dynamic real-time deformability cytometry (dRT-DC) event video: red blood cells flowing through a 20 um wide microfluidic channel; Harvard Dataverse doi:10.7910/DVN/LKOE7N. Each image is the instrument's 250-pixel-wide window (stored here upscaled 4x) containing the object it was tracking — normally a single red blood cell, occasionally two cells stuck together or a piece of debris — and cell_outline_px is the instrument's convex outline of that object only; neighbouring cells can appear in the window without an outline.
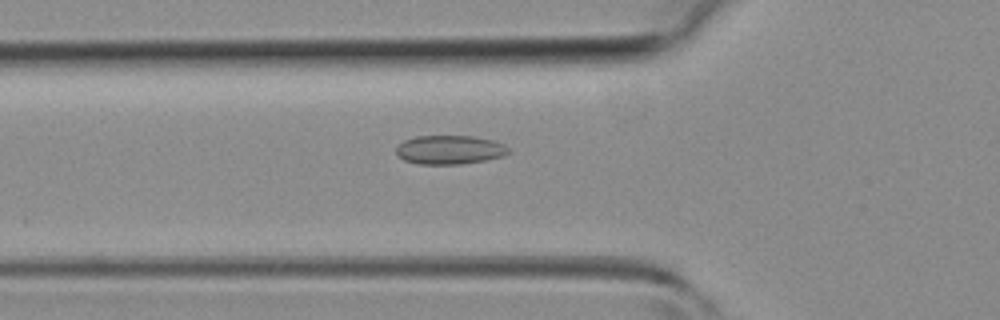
{"species": "common noctule bat (a hibernating species)", "species_latin": "Nyctalus noctula", "temperature_condition": "room temperature", "stored_images_in_passage": 33, "camera_frame_rate_fps": 3000, "um_per_image_px": 0.085, "animal": {"sex": "female", "body_mass_g": 19.3, "forearm_length_mm": 54.1}, "frame": {"image": 1, "passage_image": 4, "time_ms": 1.0, "image_size_px": [1000, 320], "cell_outline_px": [[512, 152], [504, 156], [484, 160], [460, 164], [416, 164], [404, 160], [396, 156], [396, 148], [404, 140], [416, 136], [472, 136], [492, 140], [504, 144]], "centroid_in_image_um": [38.21, 12.73], "position_along_channel_um": 87.6, "area_um2": 19.02}}
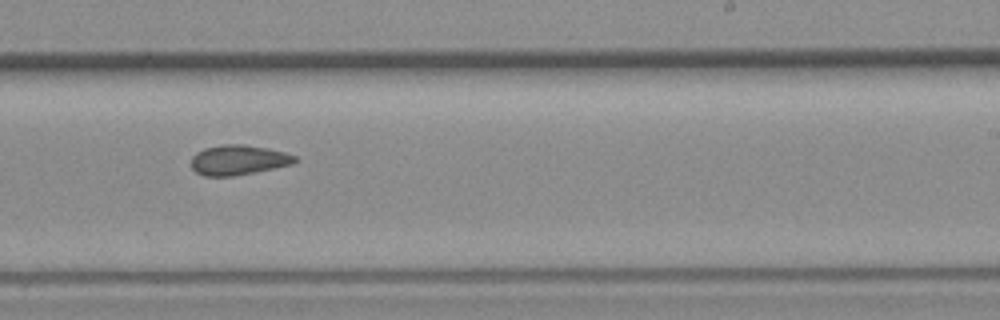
{"frame": {"image": 2, "passage_image": 16, "time_ms": 5.0, "image_size_px": [1000, 320], "cell_outline_px": [[296, 160], [292, 164], [256, 172], [232, 176], [204, 176], [196, 172], [192, 168], [192, 156], [196, 152], [204, 148], [224, 144], [240, 144], [268, 148], [284, 152], [296, 156]], "centroid_in_image_um": [20.24, 13.6], "position_along_channel_um": 268.8, "area_um2": 18.03}}
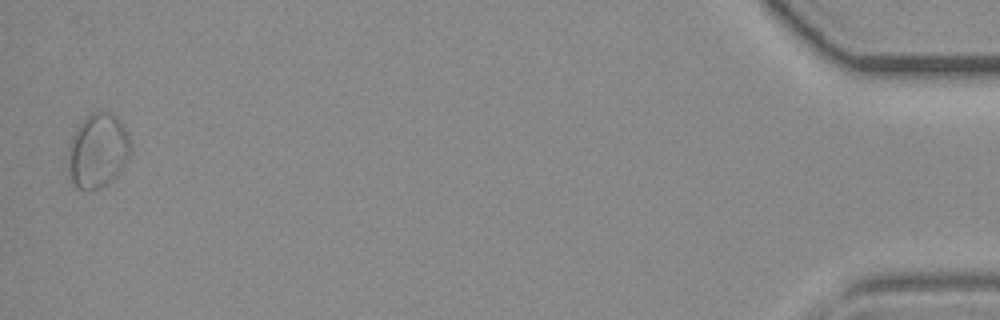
{"frame": {"image": 3, "passage_image": 33, "time_ms": 10.667, "image_size_px": [1000, 320], "cell_outline_px": [[132, 144], [128, 156], [124, 164], [116, 176], [104, 184], [96, 188], [76, 188], [72, 180], [68, 168], [68, 144], [76, 128], [88, 116], [96, 112], [112, 112], [120, 120]], "centroid_in_image_um": [8.3, 12.78], "position_along_channel_um": 426.9, "area_um2": 26.53}}